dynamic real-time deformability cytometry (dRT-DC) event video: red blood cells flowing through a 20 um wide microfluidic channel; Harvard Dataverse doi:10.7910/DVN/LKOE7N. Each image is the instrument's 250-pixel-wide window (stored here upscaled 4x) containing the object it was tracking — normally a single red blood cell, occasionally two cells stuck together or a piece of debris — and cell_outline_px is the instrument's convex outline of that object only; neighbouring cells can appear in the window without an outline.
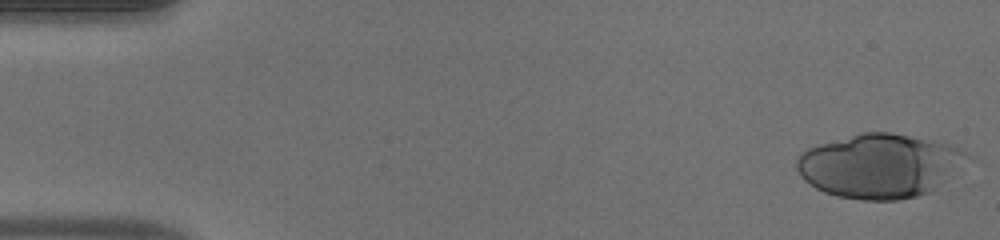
{"species": "human", "species_latin": "Homo sapiens", "temperature_condition": "warm", "stored_images_in_passage": 22, "camera_frame_rate_fps": 3000, "um_per_image_px": 0.085, "donor": {"sex": "male"}, "frame": {"image": 1, "passage_image": 1, "time_ms": 0.0, "image_size_px": [1000, 240], "cell_outline_px": [[972, 156], [932, 192], [900, 200], [860, 200], [836, 196], [824, 192], [816, 188], [804, 180], [800, 176], [796, 168], [796, 160], [800, 152], [808, 148], [820, 144], [860, 132], [892, 132], [940, 140], [952, 144], [968, 152]], "centroid_in_image_um": [74.79, 14.08], "position_along_channel_um": 10.2, "area_um2": 64.33}}
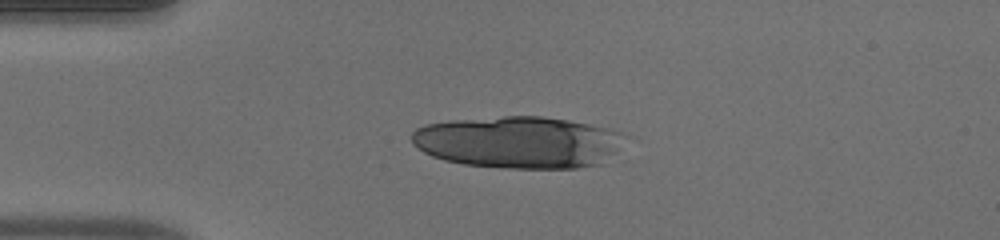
{"frame": {"image": 2, "passage_image": 12, "time_ms": 3.667, "image_size_px": [1000, 240], "cell_outline_px": [[632, 136], [604, 164], [576, 168], [504, 168], [464, 164], [444, 160], [432, 156], [424, 152], [412, 144], [412, 132], [416, 128], [424, 124], [448, 120], [504, 116], [540, 116], [568, 120], [612, 128]], "centroid_in_image_um": [44.15, 12.08], "position_along_channel_um": 40.8, "area_um2": 65.66}}